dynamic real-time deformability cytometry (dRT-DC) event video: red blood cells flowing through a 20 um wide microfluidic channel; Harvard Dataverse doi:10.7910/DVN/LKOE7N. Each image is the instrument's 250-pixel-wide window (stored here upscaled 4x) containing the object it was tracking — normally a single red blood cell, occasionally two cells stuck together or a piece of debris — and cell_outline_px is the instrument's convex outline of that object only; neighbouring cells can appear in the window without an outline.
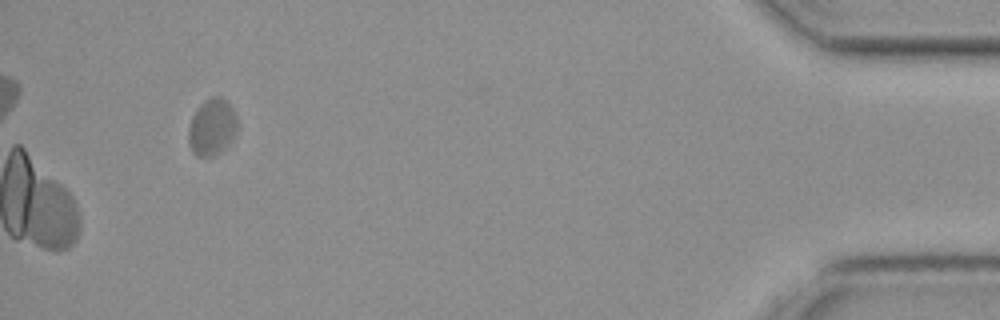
{"species": "common noctule bat (a hibernating species)", "species_latin": "Nyctalus noctula", "temperature_condition": "cold", "stored_images_in_passage": 54, "camera_frame_rate_fps": 3000, "um_per_image_px": 0.085, "animal": {"sex": "female", "body_mass_g": 19.3, "forearm_length_mm": 54.1}, "frame": {"image": 1, "passage_image": 54, "time_ms": 17.667, "image_size_px": [1000, 320], "cell_outline_px": [[236, 132], [228, 144], [212, 156], [196, 156], [192, 152], [188, 144], [188, 128], [192, 116], [196, 108], [204, 100], [212, 96], [220, 96], [228, 100], [236, 116]], "centroid_in_image_um": [17.98, 10.76], "position_along_channel_um": 417.2, "area_um2": 16.18}}